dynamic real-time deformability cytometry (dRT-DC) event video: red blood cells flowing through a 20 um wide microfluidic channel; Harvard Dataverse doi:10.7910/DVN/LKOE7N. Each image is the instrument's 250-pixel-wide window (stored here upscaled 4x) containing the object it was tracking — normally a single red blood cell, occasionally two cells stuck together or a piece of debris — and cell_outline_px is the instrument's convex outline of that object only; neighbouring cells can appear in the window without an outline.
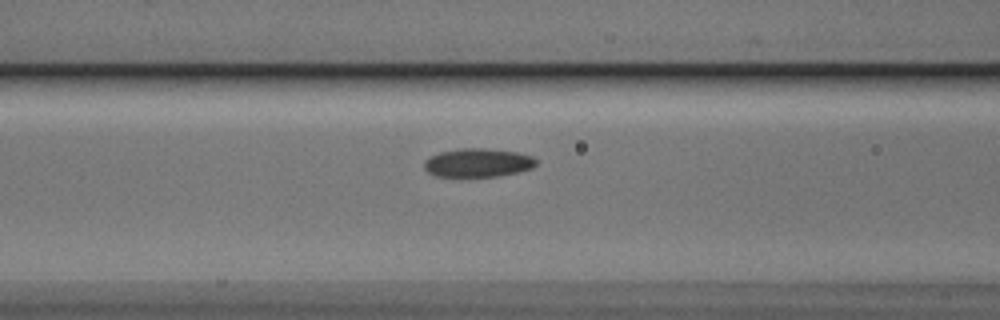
{"species": "Egyptian fruit bat (a non-hibernating species)", "species_latin": "Rousettus aegyptiacus", "temperature_condition": "cold", "stored_images_in_passage": 36, "camera_frame_rate_fps": 3000, "um_per_image_px": 0.085, "animal": {"sex": "male"}, "frame": {"image": 1, "passage_image": 14, "time_ms": 4.333, "image_size_px": [1000, 320], "cell_outline_px": [[536, 164], [532, 168], [520, 172], [496, 176], [436, 176], [428, 172], [424, 168], [424, 160], [428, 156], [440, 152], [460, 148], [484, 148], [516, 152], [532, 156], [536, 160]], "centroid_in_image_um": [40.6, 13.82], "position_along_channel_um": 126.0, "area_um2": 18.67}}
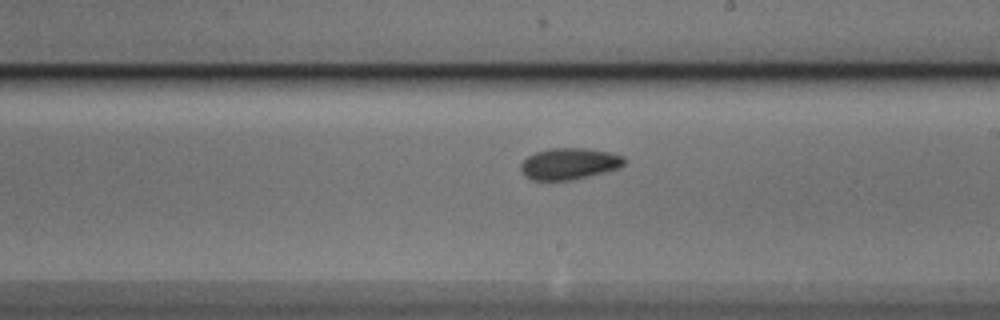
{"frame": {"image": 2, "passage_image": 23, "time_ms": 7.333, "image_size_px": [1000, 320], "cell_outline_px": [[624, 164], [620, 168], [608, 172], [572, 180], [532, 180], [524, 176], [520, 172], [520, 164], [528, 156], [536, 152], [548, 148], [588, 148], [608, 152], [624, 156]], "centroid_in_image_um": [48.38, 13.92], "position_along_channel_um": 240.6, "area_um2": 19.25}}
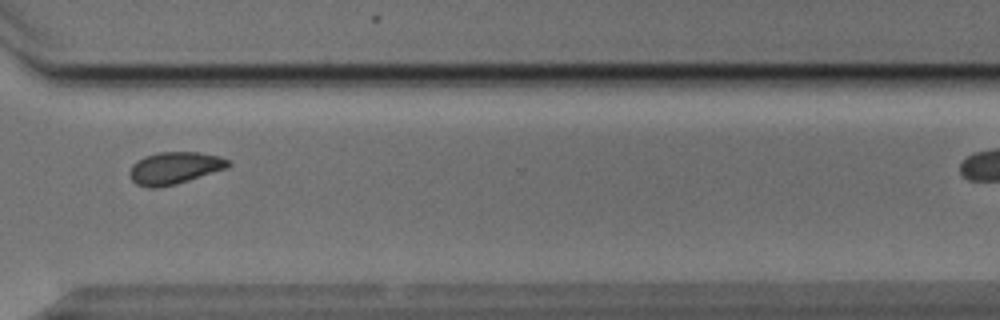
{"frame": {"image": 3, "passage_image": 32, "time_ms": 10.333, "image_size_px": [1000, 320], "cell_outline_px": [[232, 164], [228, 168], [176, 184], [156, 188], [148, 188], [136, 184], [132, 180], [128, 172], [132, 164], [144, 156], [160, 152], [200, 152], [220, 156], [228, 160]], "centroid_in_image_um": [14.84, 14.28], "position_along_channel_um": 355.8, "area_um2": 18.61}}